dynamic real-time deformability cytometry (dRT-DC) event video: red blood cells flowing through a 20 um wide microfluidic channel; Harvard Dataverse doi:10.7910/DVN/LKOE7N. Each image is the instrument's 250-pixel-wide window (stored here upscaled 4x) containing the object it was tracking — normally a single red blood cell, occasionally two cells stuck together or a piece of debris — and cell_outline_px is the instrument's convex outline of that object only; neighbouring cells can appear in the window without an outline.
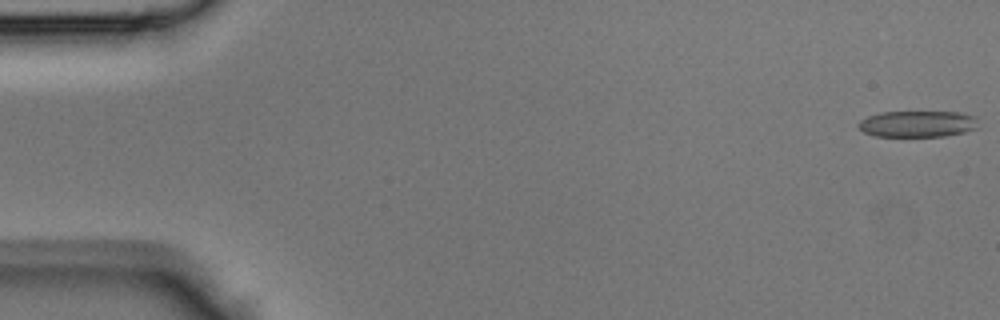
{"species": "Egyptian fruit bat (a non-hibernating species)", "species_latin": "Rousettus aegyptiacus", "temperature_condition": "room temperature", "stored_images_in_passage": 43, "camera_frame_rate_fps": 3000, "um_per_image_px": 0.085, "animal": {"sex": "male"}, "frame": {"image": 1, "passage_image": 1, "time_ms": 0.0, "image_size_px": [1000, 320], "cell_outline_px": [[976, 128], [964, 132], [944, 136], [872, 136], [864, 132], [856, 124], [860, 120], [868, 116], [880, 112], [964, 112], [976, 116]], "centroid_in_image_um": [77.97, 10.52], "position_along_channel_um": 7.0, "area_um2": 18.44}}
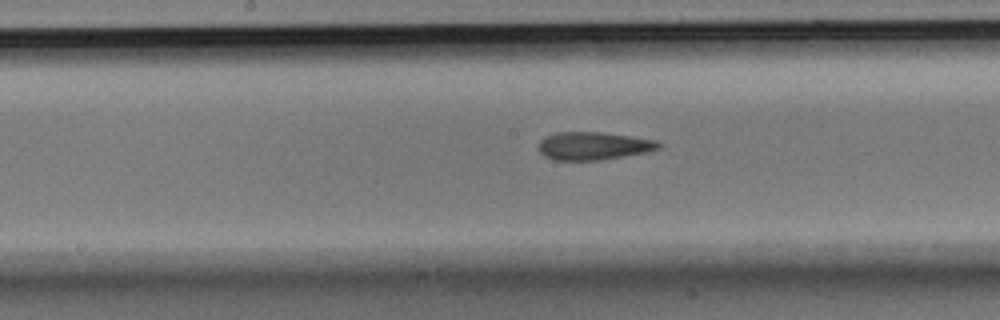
{"frame": {"image": 2, "passage_image": 22, "time_ms": 7.0, "image_size_px": [1000, 320], "cell_outline_px": [[664, 144], [660, 148], [644, 152], [624, 156], [600, 160], [556, 160], [544, 156], [540, 152], [540, 140], [556, 132], [600, 132], [632, 136], [656, 140]], "centroid_in_image_um": [50.48, 12.39], "position_along_channel_um": 197.7, "area_um2": 19.42}}
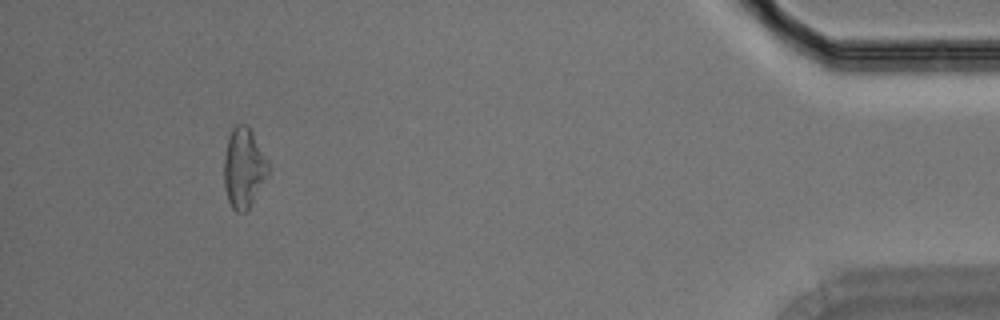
{"frame": {"image": 3, "passage_image": 40, "time_ms": 13.0, "image_size_px": [1000, 320], "cell_outline_px": [[272, 168], [248, 208], [244, 212], [236, 212], [232, 208], [228, 200], [224, 188], [224, 156], [228, 140], [232, 128], [236, 124], [248, 124], [268, 160]], "centroid_in_image_um": [20.73, 14.25], "position_along_channel_um": 414.5, "area_um2": 20.69}}